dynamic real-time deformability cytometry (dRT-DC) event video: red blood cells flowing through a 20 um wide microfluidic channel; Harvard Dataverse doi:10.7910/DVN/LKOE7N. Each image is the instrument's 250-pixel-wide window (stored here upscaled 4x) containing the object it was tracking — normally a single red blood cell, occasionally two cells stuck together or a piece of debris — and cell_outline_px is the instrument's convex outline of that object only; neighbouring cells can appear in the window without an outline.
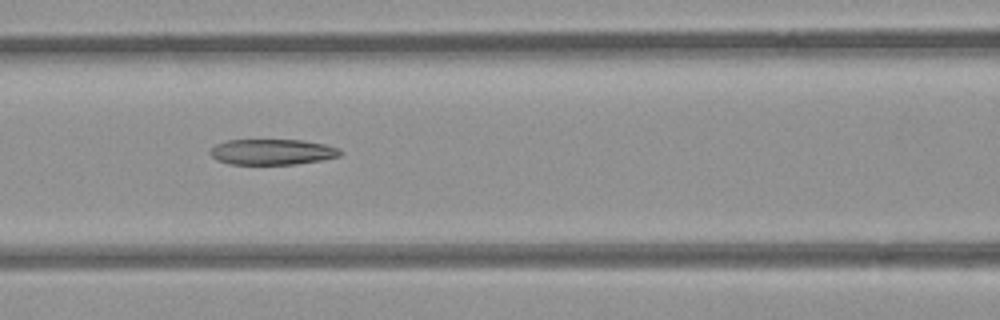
{"species": "common noctule bat (a hibernating species)", "species_latin": "Nyctalus noctula", "temperature_condition": "room temperature", "stored_images_in_passage": 12, "camera_frame_rate_fps": 3000, "um_per_image_px": 0.085, "animal": {"sex": "female", "body_mass_g": 21.9}, "frame": {"image": 1, "passage_image": 6, "time_ms": 1.667, "image_size_px": [1000, 320], "cell_outline_px": [[344, 152], [340, 156], [320, 160], [296, 164], [228, 164], [216, 160], [208, 152], [216, 144], [228, 140], [300, 140], [324, 144], [336, 148]], "centroid_in_image_um": [23.11, 12.92], "position_along_channel_um": 143.5, "area_um2": 19.36}}
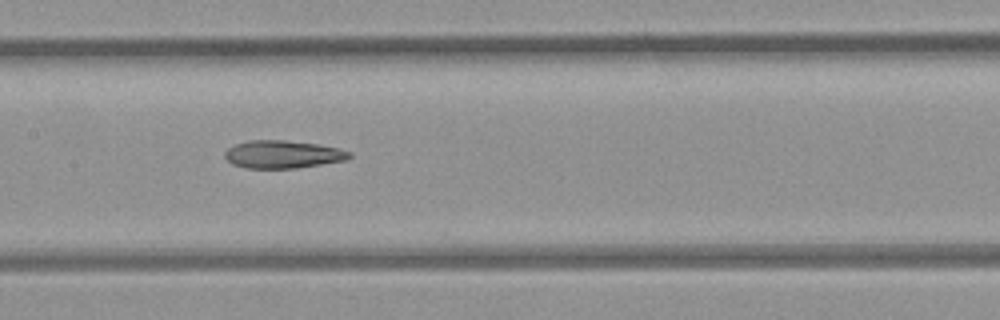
{"frame": {"image": 2, "passage_image": 9, "time_ms": 2.667, "image_size_px": [1000, 320], "cell_outline_px": [[352, 156], [348, 160], [296, 168], [244, 168], [232, 164], [224, 156], [224, 152], [228, 148], [236, 144], [248, 140], [284, 140], [316, 144], [340, 148], [352, 152]], "centroid_in_image_um": [24.06, 13.12], "position_along_channel_um": 183.3, "area_um2": 20.29}}